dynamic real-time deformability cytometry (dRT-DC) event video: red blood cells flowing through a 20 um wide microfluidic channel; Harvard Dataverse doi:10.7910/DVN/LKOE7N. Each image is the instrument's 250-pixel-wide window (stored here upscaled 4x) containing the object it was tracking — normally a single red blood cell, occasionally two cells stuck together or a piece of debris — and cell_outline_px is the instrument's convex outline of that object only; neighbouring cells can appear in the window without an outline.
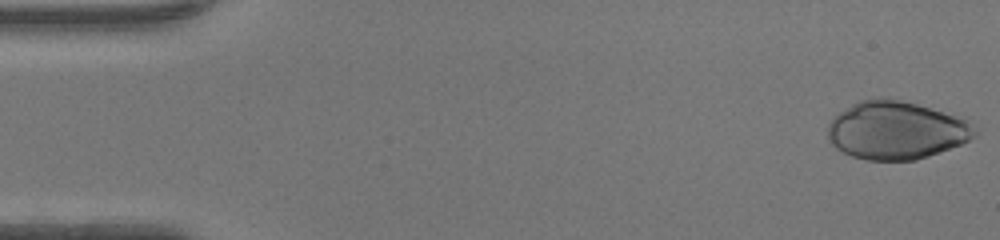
{"species": "human", "species_latin": "Homo sapiens", "temperature_condition": "warm", "stored_images_in_passage": 47, "camera_frame_rate_fps": 3000, "um_per_image_px": 0.085, "donor": {"sex": "female"}, "frame": {"image": 1, "passage_image": 1, "time_ms": 0.0, "image_size_px": [1000, 240], "cell_outline_px": [[980, 132], [976, 136], [960, 144], [928, 156], [916, 160], [868, 160], [852, 156], [836, 148], [828, 140], [828, 124], [840, 112], [852, 104], [860, 100], [888, 96], [964, 116]], "centroid_in_image_um": [76.23, 11.05], "position_along_channel_um": 8.8, "area_um2": 50.23}}
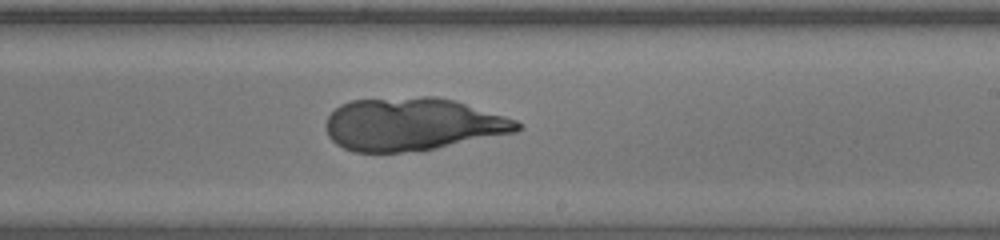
{"frame": {"image": 2, "passage_image": 28, "time_ms": 9.0, "image_size_px": [1000, 240], "cell_outline_px": [[524, 128], [516, 132], [420, 152], [352, 152], [336, 144], [328, 136], [324, 124], [328, 116], [340, 104], [352, 100], [424, 96], [436, 96], [456, 100], [516, 120]], "centroid_in_image_um": [35.06, 10.57], "position_along_channel_um": 253.9, "area_um2": 59.48}}
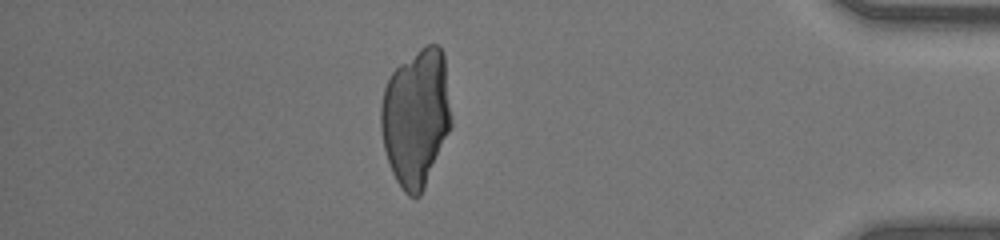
{"frame": {"image": 3, "passage_image": 41, "time_ms": 13.333, "image_size_px": [1000, 240], "cell_outline_px": [[452, 124], [424, 188], [420, 196], [408, 196], [404, 192], [396, 180], [392, 172], [384, 148], [380, 128], [380, 104], [384, 88], [392, 72], [400, 64], [420, 48], [428, 44], [436, 44], [444, 52], [452, 120]], "centroid_in_image_um": [35.35, 9.96], "position_along_channel_um": 399.8, "area_um2": 56.41}}